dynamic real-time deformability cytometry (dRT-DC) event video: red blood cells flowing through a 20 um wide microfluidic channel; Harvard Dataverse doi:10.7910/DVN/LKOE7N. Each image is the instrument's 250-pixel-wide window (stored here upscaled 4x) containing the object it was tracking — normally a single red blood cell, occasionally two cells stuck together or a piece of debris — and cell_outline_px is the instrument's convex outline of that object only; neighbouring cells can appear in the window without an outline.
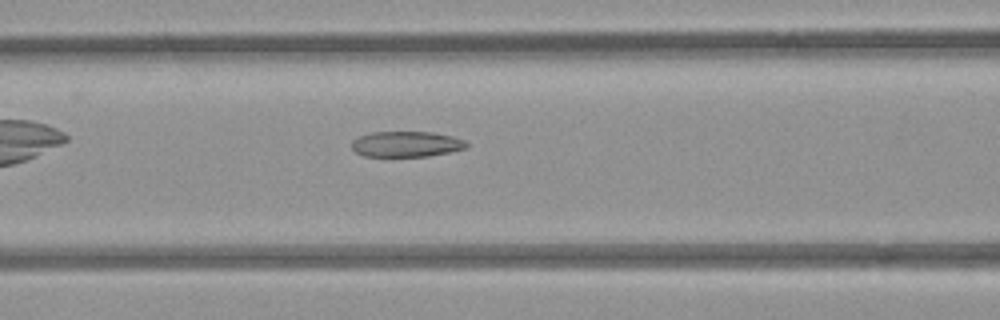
{"species": "common noctule bat (a hibernating species)", "species_latin": "Nyctalus noctula", "temperature_condition": "room temperature", "stored_images_in_passage": 37, "camera_frame_rate_fps": 3000, "um_per_image_px": 0.085, "animal": {"sex": "female", "body_mass_g": 21.9}, "frame": {"image": 1, "passage_image": 6, "time_ms": 1.667, "image_size_px": [1000, 320], "cell_outline_px": [[468, 148], [428, 156], [364, 156], [356, 152], [352, 148], [352, 140], [360, 136], [372, 132], [432, 132], [452, 136], [464, 140], [468, 144]], "centroid_in_image_um": [34.55, 12.25], "position_along_channel_um": 132.1, "area_um2": 17.05}}
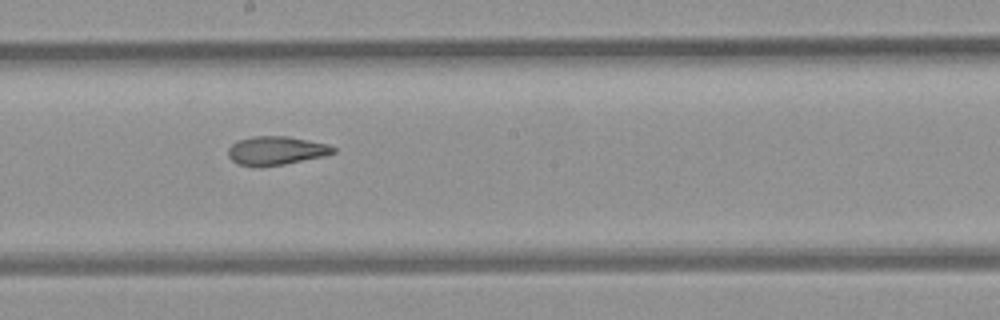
{"frame": {"image": 2, "passage_image": 13, "time_ms": 4.0, "image_size_px": [1000, 320], "cell_outline_px": [[336, 152], [324, 156], [284, 164], [240, 164], [232, 160], [228, 156], [228, 148], [236, 140], [252, 136], [288, 136], [328, 144], [336, 148]], "centroid_in_image_um": [23.5, 12.76], "position_along_channel_um": 224.7, "area_um2": 17.11}}
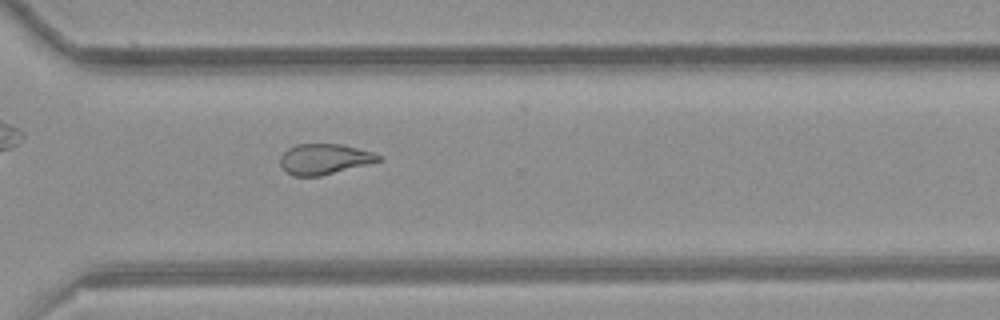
{"frame": {"image": 3, "passage_image": 22, "time_ms": 7.0, "image_size_px": [1000, 320], "cell_outline_px": [[384, 156], [380, 160], [320, 176], [292, 176], [280, 164], [280, 156], [288, 148], [296, 144], [340, 144], [372, 152]], "centroid_in_image_um": [27.54, 13.51], "position_along_channel_um": 343.1, "area_um2": 17.17}, "authors_computed_cell_mechanics": {"area_um2": 18.0336, "velocity_mm_per_s": 3.9642, "shape_relaxation_time_tau1_ms": null, "shape_relaxation_time_tau2_ms": 3.4395, "deformation_change_tau1": null, "deformation_change_tau2": 0.1086}}